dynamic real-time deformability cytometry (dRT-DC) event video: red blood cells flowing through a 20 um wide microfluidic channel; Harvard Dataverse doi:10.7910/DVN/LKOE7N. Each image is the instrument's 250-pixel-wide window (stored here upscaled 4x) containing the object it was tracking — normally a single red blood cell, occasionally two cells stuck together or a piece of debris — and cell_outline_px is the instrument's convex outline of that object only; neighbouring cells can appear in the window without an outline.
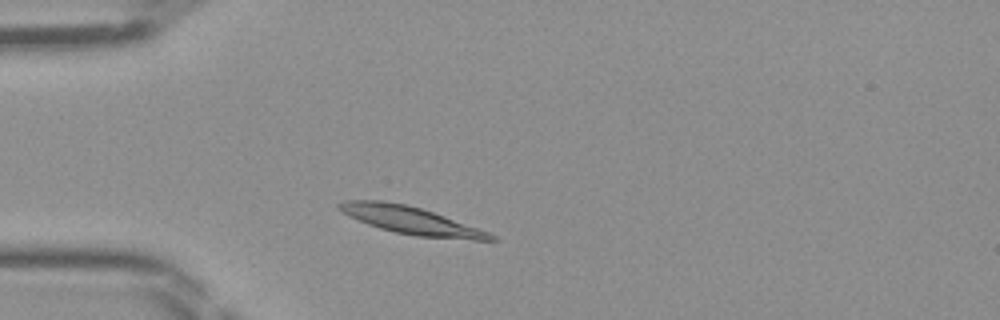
{"species": "Egyptian fruit bat (a non-hibernating species)", "species_latin": "Rousettus aegyptiacus", "temperature_condition": "room temperature", "stored_images_in_passage": 40, "camera_frame_rate_fps": 3000, "um_per_image_px": 0.085, "frame": {"image": 1, "passage_image": 6, "time_ms": 1.667, "image_size_px": [1000, 320], "cell_outline_px": [[500, 240], [472, 240], [416, 236], [396, 232], [380, 228], [368, 224], [348, 216], [340, 212], [336, 208], [336, 204], [344, 200], [384, 200], [404, 204], [420, 208], [444, 216], [488, 232], [496, 236]], "centroid_in_image_um": [34.87, 18.72], "position_along_channel_um": 50.1, "area_um2": 24.22}}
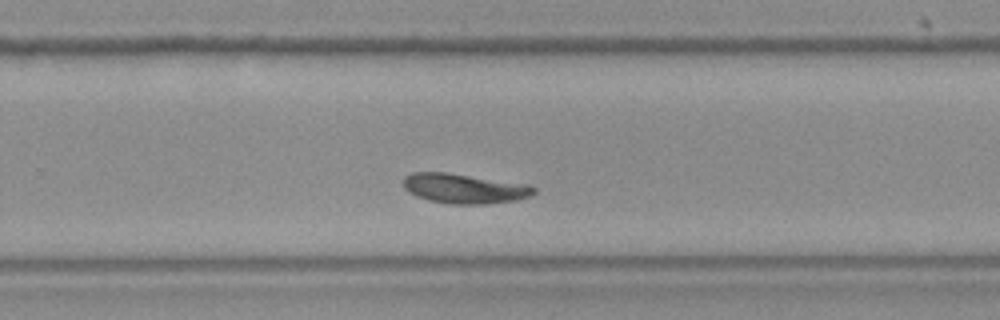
{"frame": {"image": 2, "passage_image": 24, "time_ms": 7.667, "image_size_px": [1000, 320], "cell_outline_px": [[536, 192], [532, 196], [516, 200], [488, 204], [452, 204], [428, 200], [416, 196], [408, 192], [404, 188], [404, 176], [412, 172], [448, 172], [528, 184], [536, 188]], "centroid_in_image_um": [39.48, 16.02], "position_along_channel_um": 290.3, "area_um2": 22.89}}
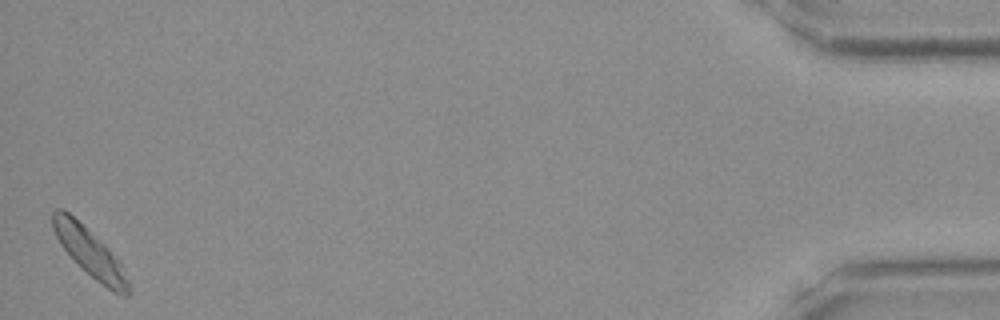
{"frame": {"image": 3, "passage_image": 40, "time_ms": 13.0, "image_size_px": [1000, 320], "cell_outline_px": [[132, 292], [128, 296], [124, 296], [112, 292], [96, 280], [60, 244], [52, 228], [52, 212], [56, 208], [64, 208], [104, 244], [120, 260], [132, 284]], "centroid_in_image_um": [7.71, 21.49], "position_along_channel_um": 427.5, "area_um2": 21.27}}